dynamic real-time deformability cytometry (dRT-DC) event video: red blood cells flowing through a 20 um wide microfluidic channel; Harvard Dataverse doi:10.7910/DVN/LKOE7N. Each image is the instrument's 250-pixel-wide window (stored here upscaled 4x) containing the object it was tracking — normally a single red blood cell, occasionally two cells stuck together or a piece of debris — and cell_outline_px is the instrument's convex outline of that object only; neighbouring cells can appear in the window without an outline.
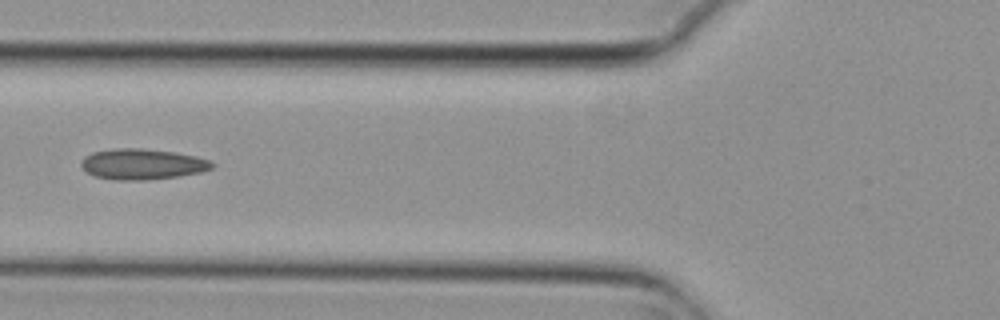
{"species": "common noctule bat (a hibernating species)", "species_latin": "Nyctalus noctula", "temperature_condition": "cold", "stored_images_in_passage": 5, "camera_frame_rate_fps": 3000, "um_per_image_px": 0.085, "animal": {"sex": "female", "body_mass_g": 29.2, "forearm_length_mm": 56.3}, "frame": {"image": 1, "passage_image": 5, "time_ms": 1.333, "image_size_px": [1000, 320], "cell_outline_px": [[216, 164], [212, 168], [200, 172], [180, 176], [148, 180], [116, 180], [96, 176], [88, 172], [80, 164], [84, 156], [92, 152], [112, 148], [140, 148], [176, 152], [196, 156], [212, 160]], "centroid_in_image_um": [12.14, 13.94], "position_along_channel_um": 113.7, "area_um2": 23.58}}